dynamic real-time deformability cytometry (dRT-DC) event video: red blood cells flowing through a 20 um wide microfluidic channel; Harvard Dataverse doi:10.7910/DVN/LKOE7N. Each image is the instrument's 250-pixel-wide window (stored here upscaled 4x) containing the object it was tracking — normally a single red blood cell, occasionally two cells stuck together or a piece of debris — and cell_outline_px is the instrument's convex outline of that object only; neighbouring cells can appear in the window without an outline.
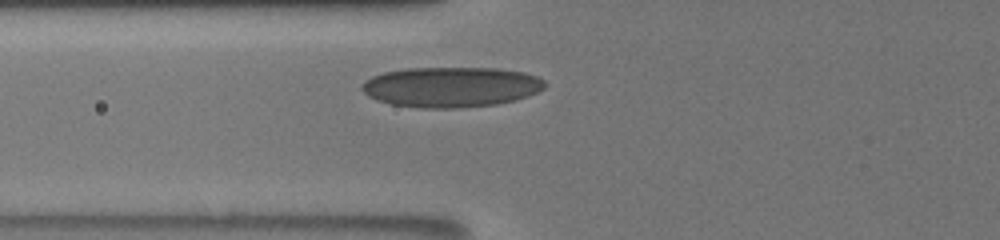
{"species": "human", "species_latin": "Homo sapiens", "temperature_condition": "room temperature", "stored_images_in_passage": 5, "camera_frame_rate_fps": 3000, "um_per_image_px": 0.085, "donor": {"sex": "male"}, "frame": {"image": 1, "passage_image": 3, "time_ms": 1.667, "image_size_px": [1000, 240], "cell_outline_px": [[548, 84], [544, 88], [528, 96], [516, 100], [496, 104], [464, 108], [420, 108], [392, 104], [376, 100], [368, 96], [360, 88], [360, 84], [364, 80], [372, 76], [384, 72], [408, 68], [496, 68], [524, 72], [536, 76], [544, 80]], "centroid_in_image_um": [38.33, 7.39], "position_along_channel_um": 87.5, "area_um2": 43.29}}